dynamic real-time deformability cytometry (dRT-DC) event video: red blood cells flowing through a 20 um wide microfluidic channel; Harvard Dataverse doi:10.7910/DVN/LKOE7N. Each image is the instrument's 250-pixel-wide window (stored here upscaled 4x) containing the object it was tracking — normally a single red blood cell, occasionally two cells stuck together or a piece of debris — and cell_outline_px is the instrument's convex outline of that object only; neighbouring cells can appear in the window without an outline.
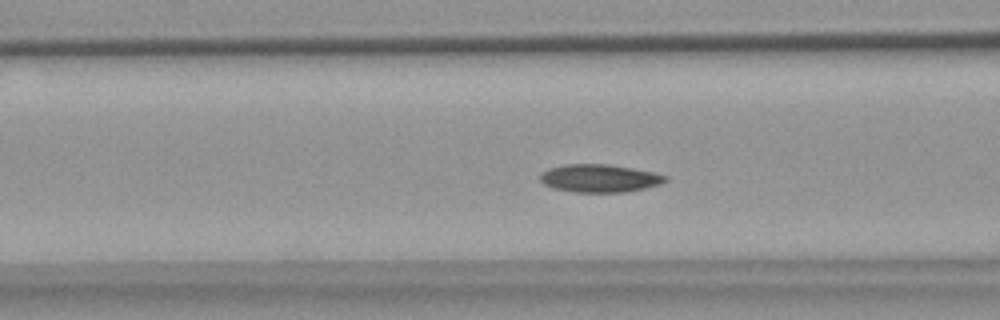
{"species": "common noctule bat (a hibernating species)", "species_latin": "Nyctalus noctula", "temperature_condition": "warm", "stored_images_in_passage": 54, "camera_frame_rate_fps": 3000, "um_per_image_px": 0.085, "animal": {"sex": "female", "body_mass_g": 18.4}, "frame": {"image": 1, "passage_image": 20, "time_ms": 6.333, "image_size_px": [1000, 320], "cell_outline_px": [[668, 180], [660, 184], [644, 188], [624, 192], [576, 192], [552, 188], [544, 184], [540, 180], [540, 172], [548, 168], [564, 164], [608, 164], [632, 168], [652, 172], [668, 176]], "centroid_in_image_um": [50.93, 15.15], "position_along_channel_um": 115.7, "area_um2": 20.4}}
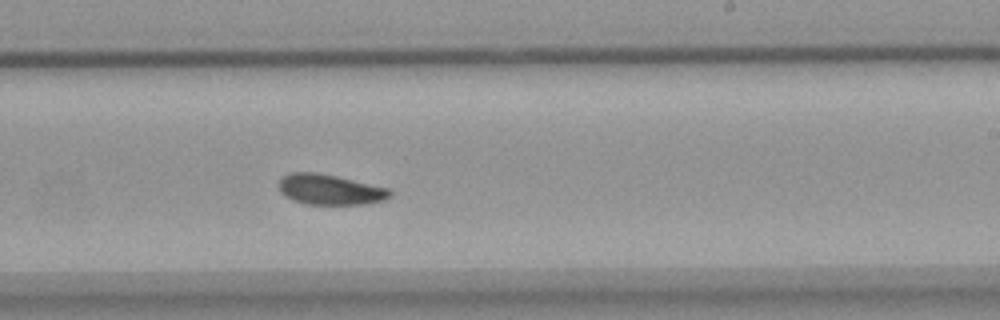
{"frame": {"image": 2, "passage_image": 32, "time_ms": 10.333, "image_size_px": [1000, 320], "cell_outline_px": [[392, 196], [384, 200], [364, 204], [304, 204], [292, 200], [284, 196], [280, 192], [280, 180], [288, 172], [316, 172], [336, 176], [388, 188], [392, 192]], "centroid_in_image_um": [28.03, 16.11], "position_along_channel_um": 261.0, "area_um2": 19.65}}
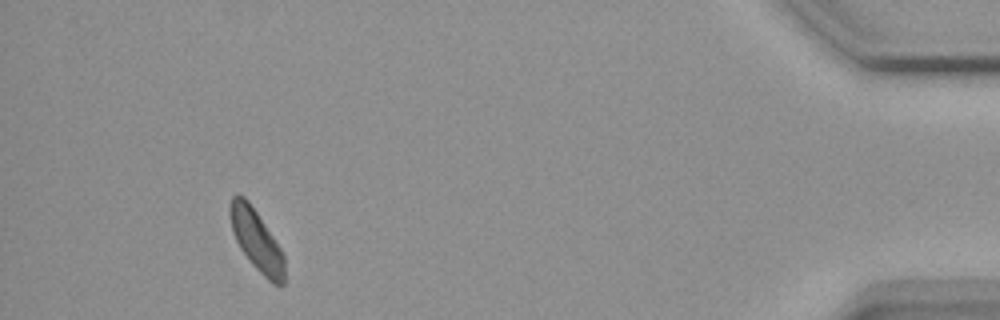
{"frame": {"image": 3, "passage_image": 50, "time_ms": 16.333, "image_size_px": [1000, 320], "cell_outline_px": [[284, 284], [272, 284], [252, 264], [240, 248], [232, 232], [228, 212], [228, 208], [232, 196], [236, 192], [244, 196], [248, 200], [280, 248], [284, 256]], "centroid_in_image_um": [21.75, 20.38], "position_along_channel_um": 413.4, "area_um2": 19.25}, "authors_computed_cell_mechanics": {"area_um2": 19.8832, "velocity_mm_per_s": 3.6458, "shape_relaxation_time_tau1_ms": 3.7605, "shape_relaxation_time_tau2_ms": 7.4105, "deformation_change_tau1": 0.1203, "deformation_change_tau2": 0.1258}}